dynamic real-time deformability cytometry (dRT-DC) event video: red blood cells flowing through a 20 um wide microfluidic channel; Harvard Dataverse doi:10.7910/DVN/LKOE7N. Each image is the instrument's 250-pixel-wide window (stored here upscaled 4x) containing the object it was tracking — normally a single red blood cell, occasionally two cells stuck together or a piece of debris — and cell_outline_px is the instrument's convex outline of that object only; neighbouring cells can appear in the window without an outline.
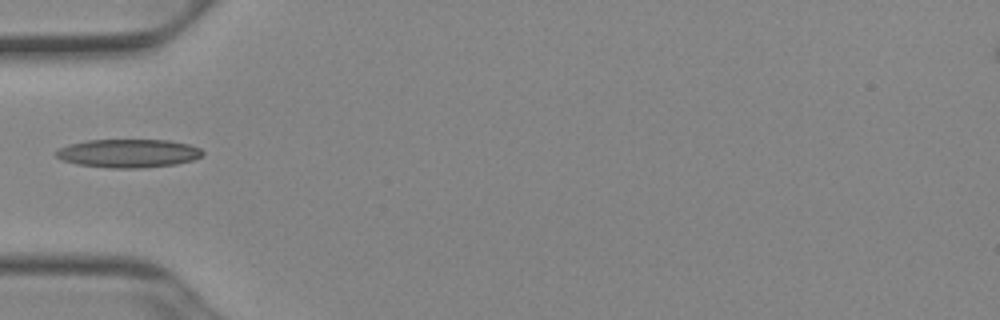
{"species": "Egyptian fruit bat (a non-hibernating species)", "species_latin": "Rousettus aegyptiacus", "temperature_condition": "cold", "stored_images_in_passage": 35, "camera_frame_rate_fps": 3000, "um_per_image_px": 0.085, "animal": {"sex": "female"}, "frame": {"image": 1, "passage_image": 1, "time_ms": 0.0, "image_size_px": [1000, 320], "cell_outline_px": [[204, 152], [200, 156], [192, 160], [176, 164], [140, 168], [108, 168], [76, 164], [60, 160], [56, 156], [56, 152], [60, 148], [68, 144], [88, 140], [168, 140], [188, 144], [200, 148]], "centroid_in_image_um": [10.88, 13.03], "position_along_channel_um": 74.1, "area_um2": 24.28}}
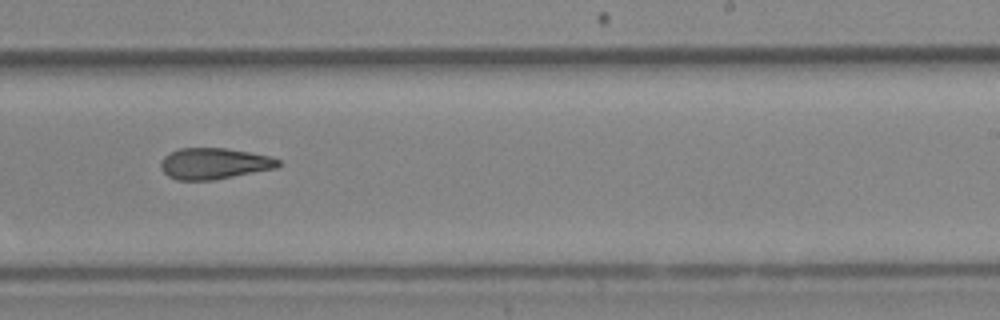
{"frame": {"image": 2, "passage_image": 16, "time_ms": 5.0, "image_size_px": [1000, 320], "cell_outline_px": [[280, 164], [276, 168], [212, 180], [176, 180], [168, 176], [160, 168], [160, 160], [164, 156], [180, 148], [228, 148], [272, 156], [280, 160]], "centroid_in_image_um": [18.19, 13.89], "position_along_channel_um": 270.8, "area_um2": 21.39}}
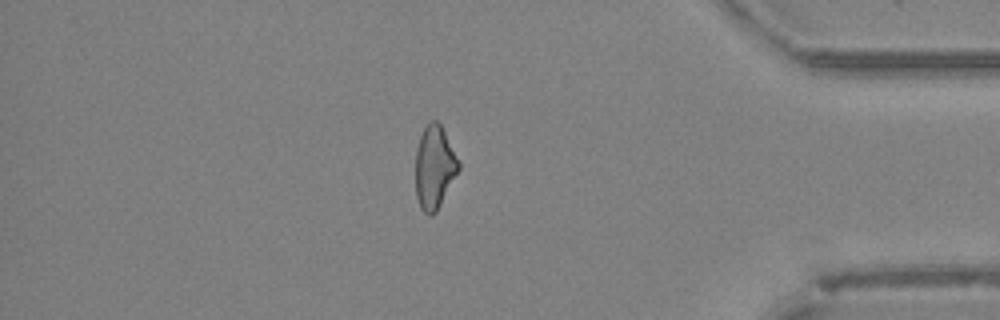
{"frame": {"image": 3, "passage_image": 28, "time_ms": 9.0, "image_size_px": [1000, 320], "cell_outline_px": [[460, 168], [436, 212], [432, 216], [428, 216], [420, 208], [416, 196], [416, 148], [420, 136], [428, 120], [436, 120], [440, 124], [460, 160]], "centroid_in_image_um": [36.92, 14.21], "position_along_channel_um": 398.3, "area_um2": 20.98}}